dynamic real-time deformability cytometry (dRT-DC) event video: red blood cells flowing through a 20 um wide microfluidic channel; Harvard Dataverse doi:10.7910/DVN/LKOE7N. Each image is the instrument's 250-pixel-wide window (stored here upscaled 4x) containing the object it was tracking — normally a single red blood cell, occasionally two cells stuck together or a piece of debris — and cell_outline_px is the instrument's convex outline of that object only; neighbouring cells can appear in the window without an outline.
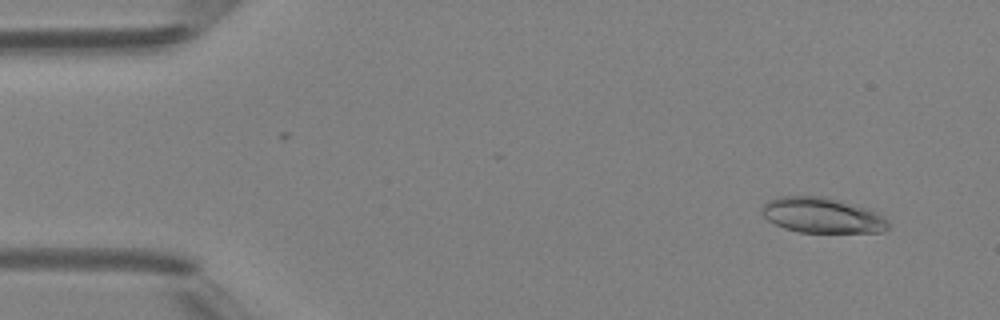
{"species": "Egyptian fruit bat (a non-hibernating species)", "species_latin": "Rousettus aegyptiacus", "temperature_condition": "room temperature", "stored_images_in_passage": 48, "camera_frame_rate_fps": 3000, "um_per_image_px": 0.085, "animal": {"sex": "female"}, "frame": {"image": 1, "passage_image": 4, "time_ms": 1.0, "image_size_px": [1000, 320], "cell_outline_px": [[892, 224], [884, 232], [800, 232], [784, 228], [768, 220], [760, 212], [764, 204], [768, 200], [776, 196], [824, 196], [868, 208], [884, 216]], "centroid_in_image_um": [69.91, 18.3], "position_along_channel_um": 15.1, "area_um2": 26.24}}
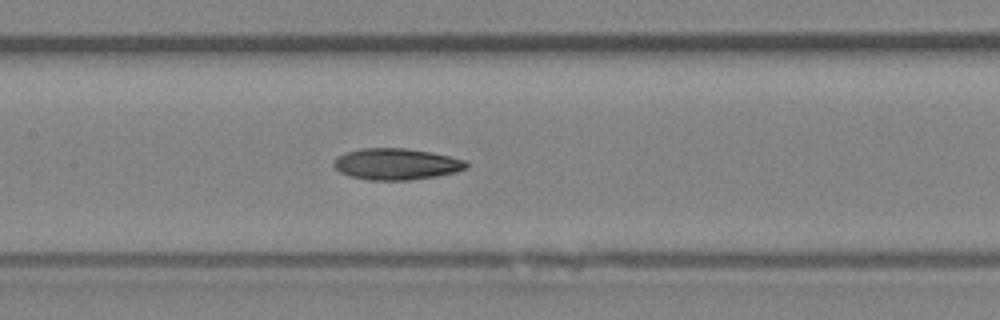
{"frame": {"image": 2, "passage_image": 23, "time_ms": 7.333, "image_size_px": [1000, 320], "cell_outline_px": [[468, 168], [456, 172], [436, 176], [408, 180], [368, 180], [348, 176], [340, 172], [332, 164], [332, 160], [336, 156], [344, 152], [360, 148], [404, 148], [432, 152], [464, 160], [468, 164]], "centroid_in_image_um": [33.63, 13.94], "position_along_channel_um": 173.8, "area_um2": 24.45}}
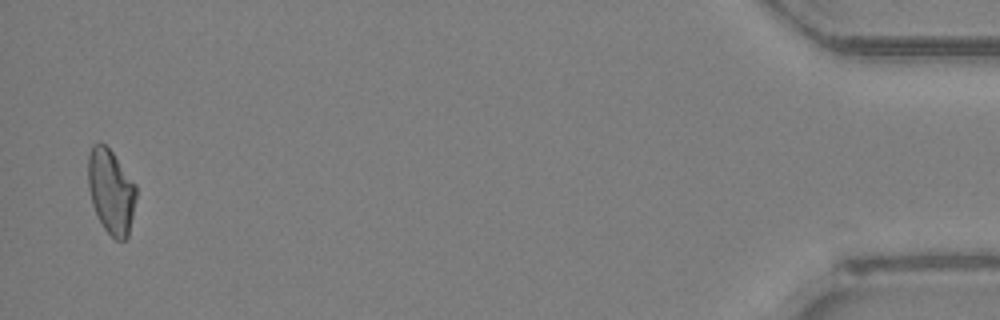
{"frame": {"image": 3, "passage_image": 47, "time_ms": 15.333, "image_size_px": [1000, 320], "cell_outline_px": [[136, 196], [128, 236], [124, 240], [116, 240], [104, 228], [92, 204], [88, 188], [88, 156], [92, 144], [100, 140], [112, 152], [136, 184]], "centroid_in_image_um": [9.42, 16.23], "position_along_channel_um": 425.8, "area_um2": 23.58}, "authors_computed_cell_mechanics": {"area_um2": 24.276, "velocity_mm_per_s": 4.2901, "shape_relaxation_time_tau1_ms": 6.7842, "shape_relaxation_time_tau2_ms": 6.0867, "deformation_change_tau1": 0.1792, "deformation_change_tau2": 0.1321}}